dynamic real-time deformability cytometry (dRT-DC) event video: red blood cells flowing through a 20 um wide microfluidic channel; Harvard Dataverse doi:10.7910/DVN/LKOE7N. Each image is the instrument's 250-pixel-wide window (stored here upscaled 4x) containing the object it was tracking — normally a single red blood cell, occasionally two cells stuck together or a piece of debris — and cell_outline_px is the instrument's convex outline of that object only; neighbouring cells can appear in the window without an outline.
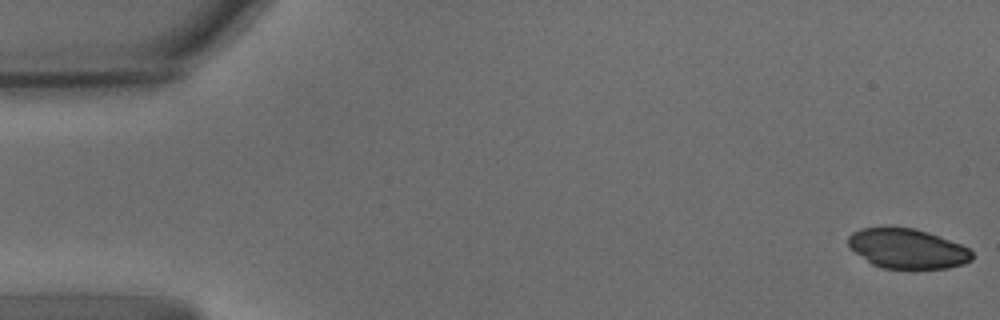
{"species": "common noctule bat (a hibernating species)", "species_latin": "Nyctalus noctula", "temperature_condition": "warm", "stored_images_in_passage": 14, "camera_frame_rate_fps": 3000, "um_per_image_px": 0.085, "animal": {"sex": "male", "body_mass_g": 15.6}, "frame": {"image": 1, "passage_image": 1, "time_ms": 0.0, "image_size_px": [1000, 320], "cell_outline_px": [[972, 260], [964, 264], [948, 268], [884, 268], [872, 264], [856, 252], [848, 244], [848, 236], [852, 232], [860, 228], [916, 228], [928, 232], [960, 244], [968, 248], [972, 252]], "centroid_in_image_um": [77.14, 21.13], "position_along_channel_um": 7.9, "area_um2": 28.32}}